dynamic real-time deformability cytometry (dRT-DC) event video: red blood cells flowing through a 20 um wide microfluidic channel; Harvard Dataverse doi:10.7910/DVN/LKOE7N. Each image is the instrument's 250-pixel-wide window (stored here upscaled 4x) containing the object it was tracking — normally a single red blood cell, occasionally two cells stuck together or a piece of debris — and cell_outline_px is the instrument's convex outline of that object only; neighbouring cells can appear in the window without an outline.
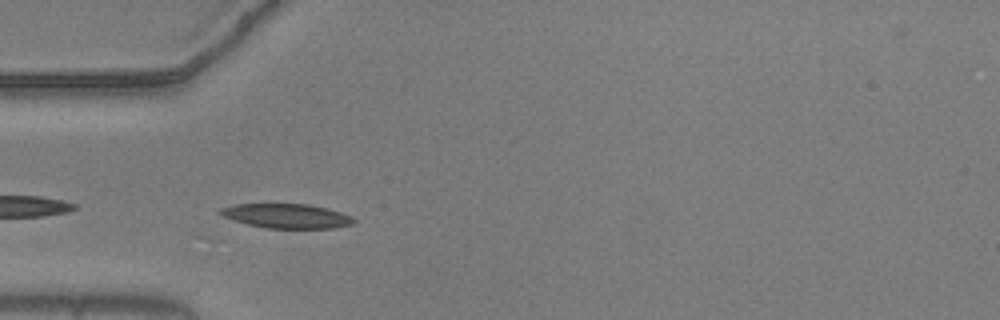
{"species": "common noctule bat (a hibernating species)", "species_latin": "Nyctalus noctula", "temperature_condition": "warm", "stored_images_in_passage": 32, "camera_frame_rate_fps": 3000, "um_per_image_px": 0.085, "animal": {"sex": "male", "body_mass_g": 20.5, "forearm_length_mm": 52.5}, "frame": {"image": 1, "passage_image": 2, "time_ms": 0.333, "image_size_px": [1000, 320], "cell_outline_px": [[356, 220], [352, 224], [336, 228], [264, 228], [248, 224], [224, 216], [216, 212], [220, 208], [232, 204], [308, 204], [328, 208], [352, 216]], "centroid_in_image_um": [24.37, 18.35], "position_along_channel_um": 60.6, "area_um2": 19.02}}
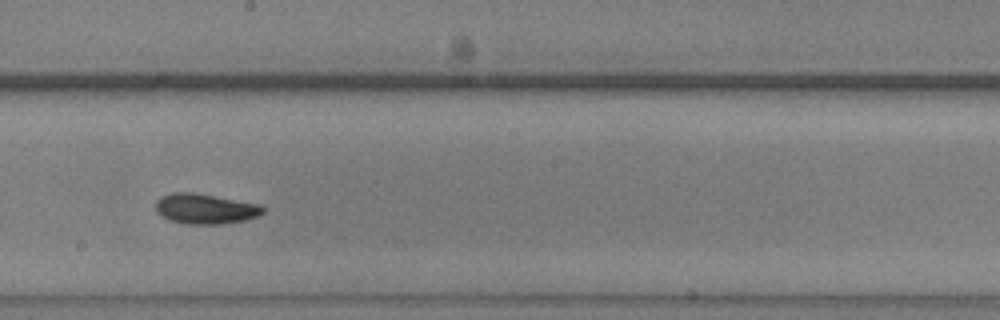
{"frame": {"image": 2, "passage_image": 16, "time_ms": 5.0, "image_size_px": [1000, 320], "cell_outline_px": [[264, 212], [256, 216], [244, 220], [224, 224], [184, 224], [168, 220], [160, 216], [156, 212], [156, 200], [160, 196], [172, 192], [192, 192], [260, 204], [264, 208]], "centroid_in_image_um": [17.39, 17.75], "position_along_channel_um": 230.8, "area_um2": 19.02}}
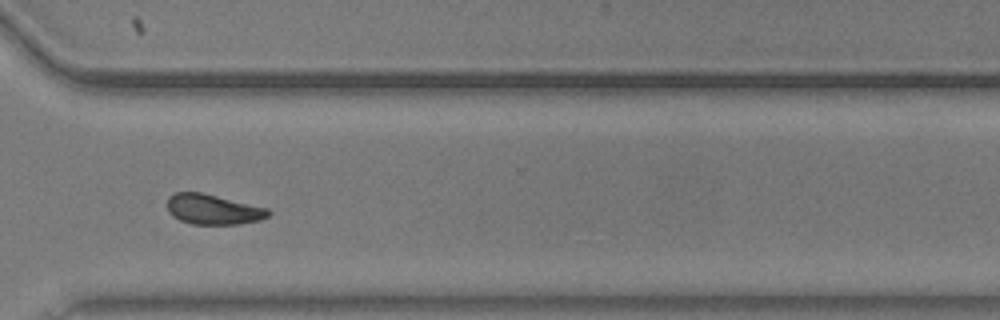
{"frame": {"image": 3, "passage_image": 26, "time_ms": 8.333, "image_size_px": [1000, 320], "cell_outline_px": [[272, 212], [268, 216], [260, 220], [240, 224], [192, 224], [180, 220], [172, 216], [168, 212], [168, 196], [176, 192], [200, 192], [268, 208]], "centroid_in_image_um": [18.11, 17.8], "position_along_channel_um": 352.5, "area_um2": 17.74}, "authors_computed_cell_mechanics": {"area_um2": 18.3226, "velocity_mm_per_s": 3.6696, "shape_relaxation_time_tau1_ms": 3.9689, "shape_relaxation_time_tau2_ms": 3.6705, "deformation_change_tau1": 0.1411, "deformation_change_tau2": 0.096}}